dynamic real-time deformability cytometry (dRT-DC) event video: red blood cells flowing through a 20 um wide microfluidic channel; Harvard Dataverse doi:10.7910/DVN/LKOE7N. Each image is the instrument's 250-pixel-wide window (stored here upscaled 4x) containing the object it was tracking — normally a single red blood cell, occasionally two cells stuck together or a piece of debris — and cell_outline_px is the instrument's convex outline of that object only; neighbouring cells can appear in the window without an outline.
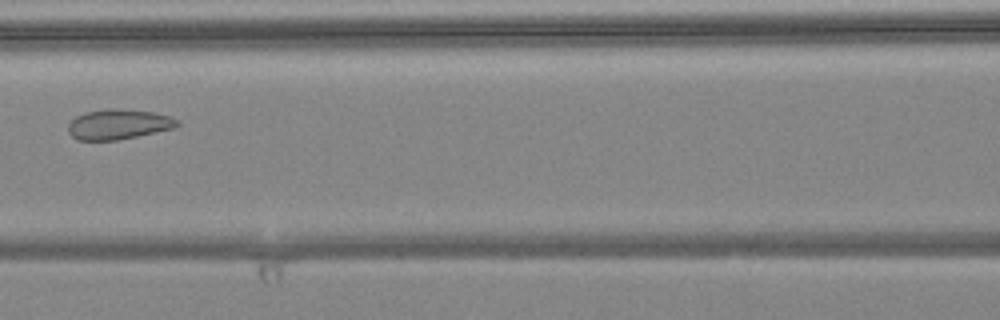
{"species": "common noctule bat (a hibernating species)", "species_latin": "Nyctalus noctula", "temperature_condition": "warm", "stored_images_in_passage": 3, "camera_frame_rate_fps": 3000, "um_per_image_px": 0.085, "animal": {"sex": "female", "body_mass_g": 24.6, "forearm_length_mm": 56.2}, "frame": {"image": 1, "passage_image": 3, "time_ms": 0.667, "image_size_px": [1000, 320], "cell_outline_px": [[180, 124], [176, 128], [116, 140], [76, 140], [68, 132], [68, 124], [76, 116], [84, 112], [108, 108], [112, 108], [152, 112], [172, 116], [180, 120]], "centroid_in_image_um": [10.09, 10.56], "position_along_channel_um": 156.5, "area_um2": 19.25}}